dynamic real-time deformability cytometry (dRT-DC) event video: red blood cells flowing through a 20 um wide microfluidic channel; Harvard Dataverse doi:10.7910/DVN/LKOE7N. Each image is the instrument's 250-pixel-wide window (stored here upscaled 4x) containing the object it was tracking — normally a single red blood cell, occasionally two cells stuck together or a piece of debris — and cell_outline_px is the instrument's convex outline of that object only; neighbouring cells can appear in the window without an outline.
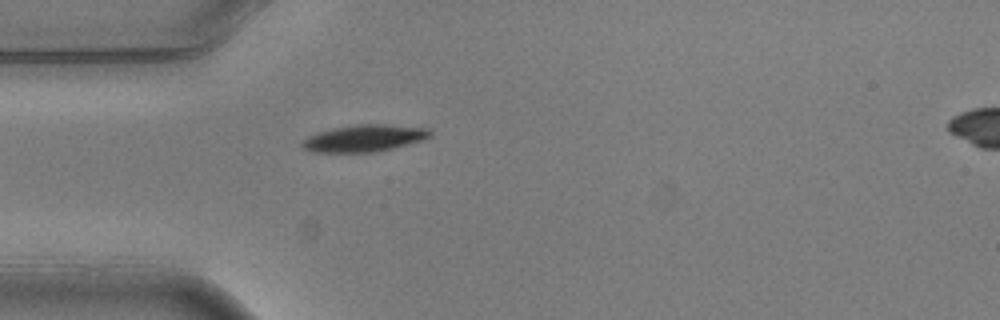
{"species": "common noctule bat (a hibernating species)", "species_latin": "Nyctalus noctula", "temperature_condition": "warm", "stored_images_in_passage": 1, "camera_frame_rate_fps": 3000, "um_per_image_px": 0.085, "animal": {"sex": "male", "body_mass_g": 20.5, "forearm_length_mm": 52.5}, "frame": {"image": 1, "passage_image": 1, "time_ms": 0.0, "image_size_px": [1000, 320], "cell_outline_px": [[432, 136], [424, 140], [376, 152], [312, 152], [304, 148], [300, 144], [308, 136], [316, 132], [332, 128], [356, 124], [384, 124], [428, 128], [432, 132]], "centroid_in_image_um": [30.97, 11.74], "position_along_channel_um": 54.0, "area_um2": 20.17}}